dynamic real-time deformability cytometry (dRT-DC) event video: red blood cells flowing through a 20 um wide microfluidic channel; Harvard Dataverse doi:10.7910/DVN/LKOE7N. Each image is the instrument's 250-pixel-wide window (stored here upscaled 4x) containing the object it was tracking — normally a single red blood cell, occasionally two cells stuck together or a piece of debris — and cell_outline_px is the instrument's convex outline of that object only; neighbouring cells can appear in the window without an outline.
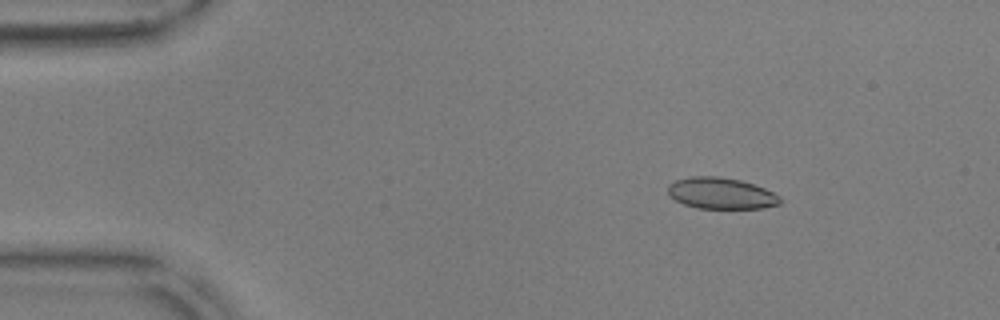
{"species": "common noctule bat (a hibernating species)", "species_latin": "Nyctalus noctula", "temperature_condition": "warm", "stored_images_in_passage": 49, "camera_frame_rate_fps": 3000, "um_per_image_px": 0.085, "animal": {"sex": "male", "body_mass_g": 17.9, "forearm_length_mm": 54.2}, "frame": {"image": 1, "passage_image": 1, "time_ms": 0.0, "image_size_px": [1000, 320], "cell_outline_px": [[780, 204], [764, 208], [696, 208], [684, 204], [668, 196], [668, 184], [676, 180], [692, 176], [716, 176], [740, 180], [764, 188], [780, 196]], "centroid_in_image_um": [61.26, 16.43], "position_along_channel_um": 23.7, "area_um2": 20.4}}
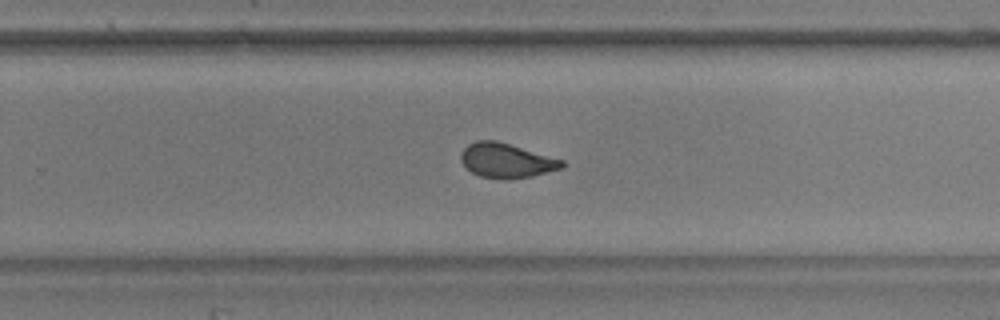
{"frame": {"image": 2, "passage_image": 29, "time_ms": 9.333, "image_size_px": [1000, 320], "cell_outline_px": [[564, 164], [560, 168], [532, 176], [508, 180], [504, 180], [480, 176], [472, 172], [460, 160], [460, 152], [468, 144], [476, 140], [496, 140], [564, 160]], "centroid_in_image_um": [43.01, 13.64], "position_along_channel_um": 286.8, "area_um2": 20.29}}
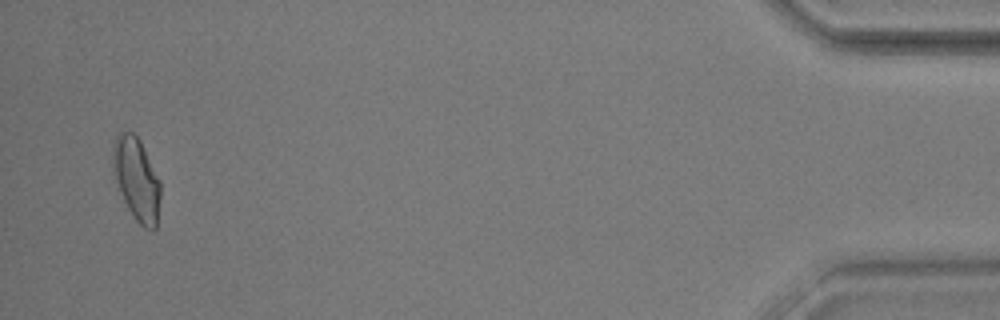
{"frame": {"image": 3, "passage_image": 47, "time_ms": 15.333, "image_size_px": [1000, 320], "cell_outline_px": [[160, 196], [156, 228], [152, 232], [144, 228], [136, 220], [128, 208], [120, 192], [112, 172], [112, 144], [116, 132], [132, 132], [140, 140], [160, 180]], "centroid_in_image_um": [11.58, 15.21], "position_along_channel_um": 423.6, "area_um2": 23.24}, "authors_computed_cell_mechanics": {"area_um2": 20.9236, "velocity_mm_per_s": 3.6096, "shape_relaxation_time_tau1_ms": 7.1948, "shape_relaxation_time_tau2_ms": 0.9714, "deformation_change_tau1": 0.1453, "deformation_change_tau2": 0.0558}}